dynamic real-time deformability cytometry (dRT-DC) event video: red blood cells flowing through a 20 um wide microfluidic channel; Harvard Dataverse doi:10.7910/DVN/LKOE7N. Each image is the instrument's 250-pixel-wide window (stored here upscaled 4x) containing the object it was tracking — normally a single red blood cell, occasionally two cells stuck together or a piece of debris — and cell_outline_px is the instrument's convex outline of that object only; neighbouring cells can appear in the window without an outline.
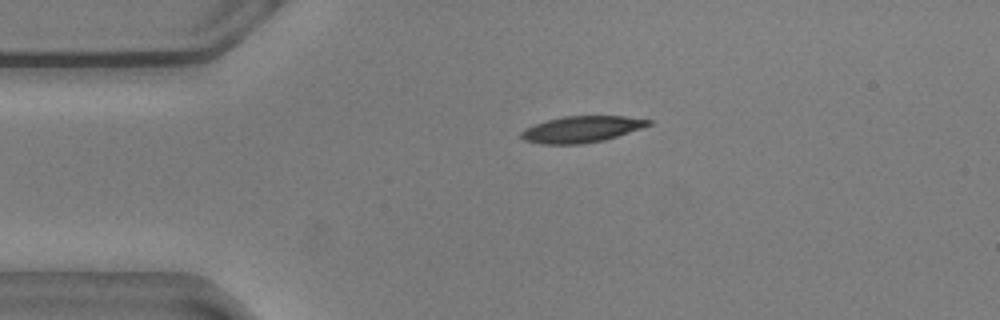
{"species": "common noctule bat (a hibernating species)", "species_latin": "Nyctalus noctula", "temperature_condition": "warm", "stored_images_in_passage": 45, "camera_frame_rate_fps": 3000, "um_per_image_px": 0.085, "animal": {"sex": "male", "body_mass_g": 20.5, "forearm_length_mm": 52.5}, "frame": {"image": 1, "passage_image": 1, "time_ms": 0.0, "image_size_px": [1000, 320], "cell_outline_px": [[652, 124], [604, 140], [580, 144], [540, 144], [524, 140], [520, 136], [520, 132], [536, 124], [548, 120], [564, 116], [624, 116], [652, 120]], "centroid_in_image_um": [49.43, 10.99], "position_along_channel_um": 35.6, "area_um2": 19.25}}
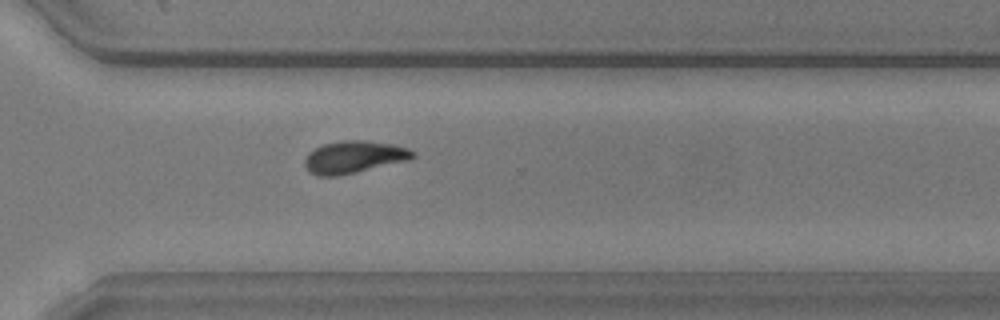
{"frame": {"image": 2, "passage_image": 29, "time_ms": 9.333, "image_size_px": [1000, 320], "cell_outline_px": [[416, 156], [412, 160], [356, 172], [336, 176], [316, 176], [308, 172], [304, 164], [304, 160], [308, 152], [324, 144], [344, 140], [364, 140], [392, 144], [408, 148], [416, 152]], "centroid_in_image_um": [30.11, 13.35], "position_along_channel_um": 340.5, "area_um2": 20.58}}
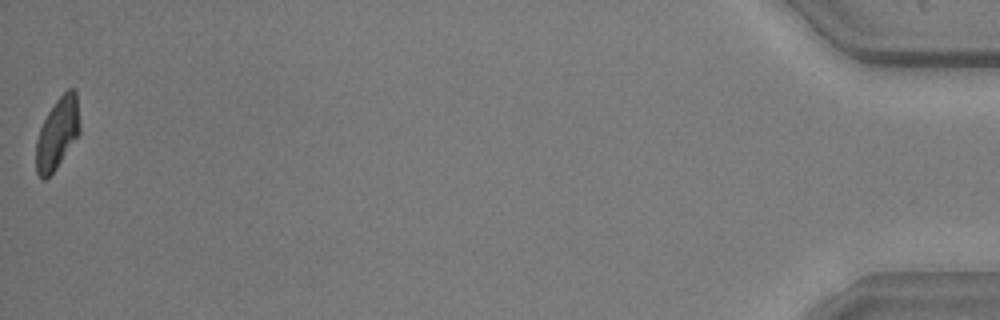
{"frame": {"image": 3, "passage_image": 45, "time_ms": 14.667, "image_size_px": [1000, 320], "cell_outline_px": [[80, 132], [56, 168], [44, 180], [36, 172], [36, 140], [40, 128], [48, 112], [56, 100], [68, 88], [76, 88], [80, 128]], "centroid_in_image_um": [4.88, 11.3], "position_along_channel_um": 430.3, "area_um2": 17.98}, "authors_computed_cell_mechanics": {"area_um2": 19.9988, "velocity_mm_per_s": 3.6001, "shape_relaxation_time_tau1_ms": 3.872, "shape_relaxation_time_tau2_ms": null, "deformation_change_tau1": 0.1619, "deformation_change_tau2": null}}